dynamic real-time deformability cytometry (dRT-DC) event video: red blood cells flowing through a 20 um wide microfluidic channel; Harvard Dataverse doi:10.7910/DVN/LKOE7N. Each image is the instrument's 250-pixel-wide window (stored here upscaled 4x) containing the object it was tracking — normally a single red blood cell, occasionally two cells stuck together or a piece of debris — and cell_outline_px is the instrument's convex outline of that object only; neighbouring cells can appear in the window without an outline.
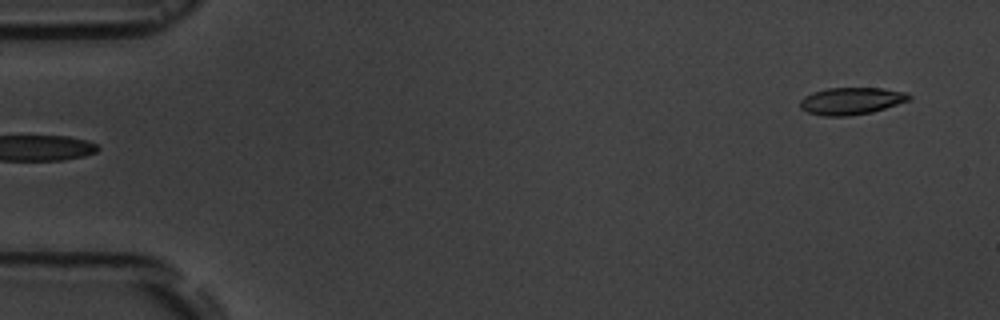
{"species": "common noctule bat (a hibernating species)", "species_latin": "Nyctalus noctula", "temperature_condition": "room temperature", "stored_images_in_passage": 2, "camera_frame_rate_fps": 3000, "um_per_image_px": 0.085, "animal": {"sex": "male", "body_mass_g": 19.5, "forearm_length_mm": 54.6}, "frame": {"image": 1, "passage_image": 2, "time_ms": 1.0, "image_size_px": [1000, 320], "cell_outline_px": [[912, 100], [872, 112], [848, 116], [824, 116], [808, 112], [800, 108], [800, 100], [804, 96], [812, 92], [828, 88], [880, 88], [908, 92], [912, 96]], "centroid_in_image_um": [72.39, 8.58], "position_along_channel_um": 12.6, "area_um2": 17.4}}